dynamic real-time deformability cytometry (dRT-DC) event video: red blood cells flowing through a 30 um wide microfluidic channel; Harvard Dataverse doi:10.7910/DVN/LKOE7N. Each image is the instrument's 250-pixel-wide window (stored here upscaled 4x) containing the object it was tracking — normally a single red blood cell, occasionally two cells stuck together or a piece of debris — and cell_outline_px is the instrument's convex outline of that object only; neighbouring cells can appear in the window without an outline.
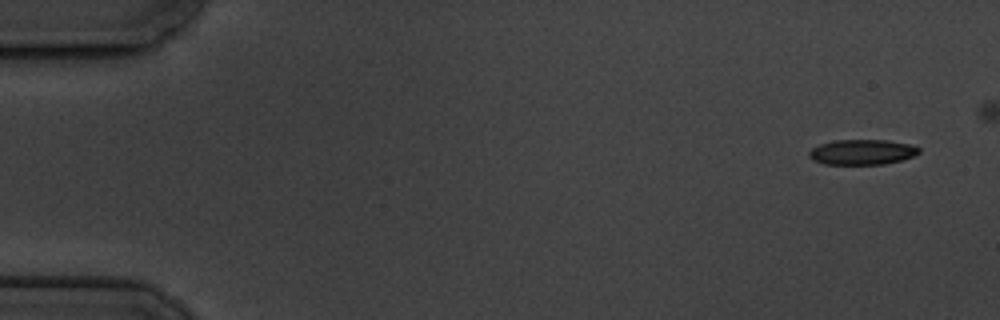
{"species": "common noctule bat (a hibernating species)", "species_latin": "Nyctalus noctula", "temperature_condition": "cold", "stored_images_in_passage": 6, "camera_frame_rate_fps": 3000, "um_per_image_px": 0.085, "animal": {"sex": "male", "body_mass_g": 19.5, "forearm_length_mm": 54.6}, "frame": {"image": 1, "passage_image": 1, "time_ms": 0.0, "image_size_px": [1000, 320], "cell_outline_px": [[920, 152], [912, 156], [900, 160], [884, 164], [824, 164], [812, 160], [808, 156], [808, 152], [812, 148], [820, 144], [832, 140], [888, 140], [908, 144], [920, 148]], "centroid_in_image_um": [73.23, 12.92], "position_along_channel_um": 11.8, "area_um2": 16.13}}
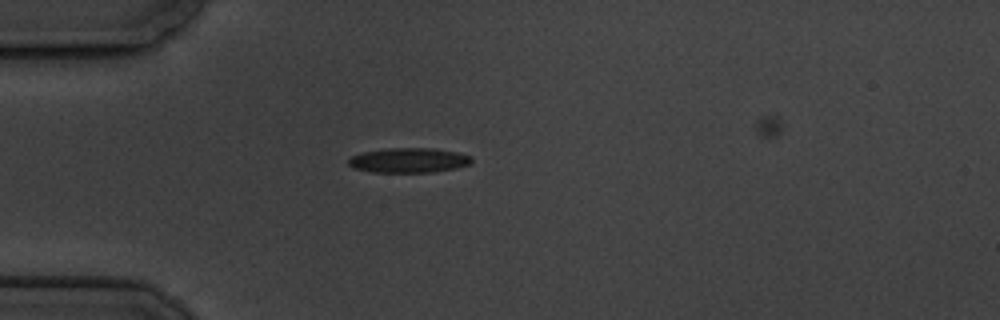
{"frame": {"image": 2, "passage_image": 4, "time_ms": 4.333, "image_size_px": [1000, 320], "cell_outline_px": [[472, 160], [468, 164], [456, 168], [432, 172], [372, 172], [352, 168], [348, 164], [348, 160], [352, 156], [360, 152], [388, 148], [432, 148], [460, 152], [472, 156]], "centroid_in_image_um": [34.73, 13.62], "position_along_channel_um": 50.3, "area_um2": 17.92}}
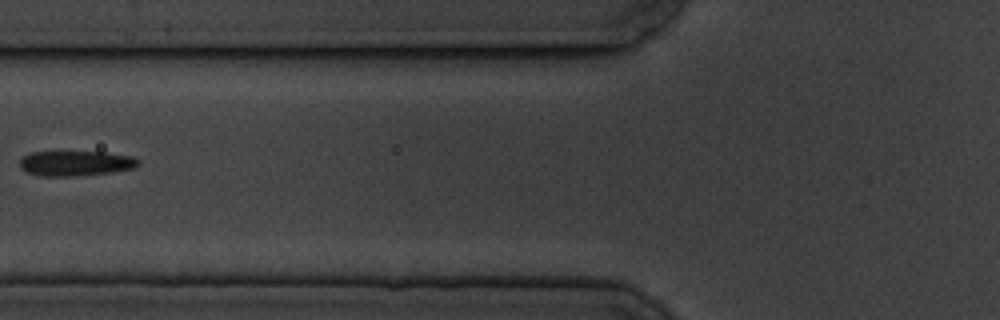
{"frame": {"image": 3, "passage_image": 6, "time_ms": 6.667, "image_size_px": [1000, 320], "cell_outline_px": [[140, 164], [132, 168], [112, 172], [72, 176], [40, 176], [28, 172], [20, 168], [20, 160], [28, 152], [104, 152], [132, 156], [140, 160]], "centroid_in_image_um": [6.42, 13.87], "position_along_channel_um": 119.4, "area_um2": 17.28}}